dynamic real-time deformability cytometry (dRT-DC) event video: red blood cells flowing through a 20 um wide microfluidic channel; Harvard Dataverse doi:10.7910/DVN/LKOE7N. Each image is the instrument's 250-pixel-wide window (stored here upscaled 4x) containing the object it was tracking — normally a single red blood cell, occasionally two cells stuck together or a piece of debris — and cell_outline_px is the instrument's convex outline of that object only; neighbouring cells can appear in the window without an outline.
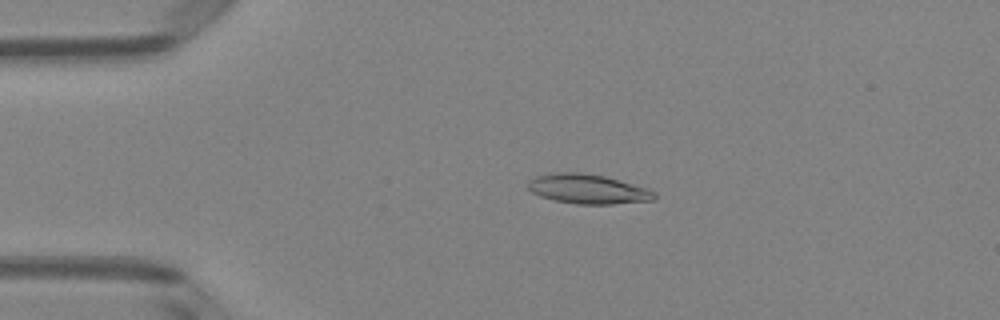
{"species": "Egyptian fruit bat (a non-hibernating species)", "species_latin": "Rousettus aegyptiacus", "temperature_condition": "room temperature", "stored_images_in_passage": 4, "camera_frame_rate_fps": 3000, "um_per_image_px": 0.085, "animal": {"sex": "female"}, "frame": {"image": 1, "passage_image": 3, "time_ms": 0.667, "image_size_px": [1000, 320], "cell_outline_px": [[656, 200], [612, 204], [576, 204], [556, 200], [540, 196], [532, 192], [528, 188], [528, 180], [536, 176], [552, 172], [584, 172], [604, 176], [648, 188], [656, 192]], "centroid_in_image_um": [49.98, 16.06], "position_along_channel_um": 35.0, "area_um2": 21.91}}